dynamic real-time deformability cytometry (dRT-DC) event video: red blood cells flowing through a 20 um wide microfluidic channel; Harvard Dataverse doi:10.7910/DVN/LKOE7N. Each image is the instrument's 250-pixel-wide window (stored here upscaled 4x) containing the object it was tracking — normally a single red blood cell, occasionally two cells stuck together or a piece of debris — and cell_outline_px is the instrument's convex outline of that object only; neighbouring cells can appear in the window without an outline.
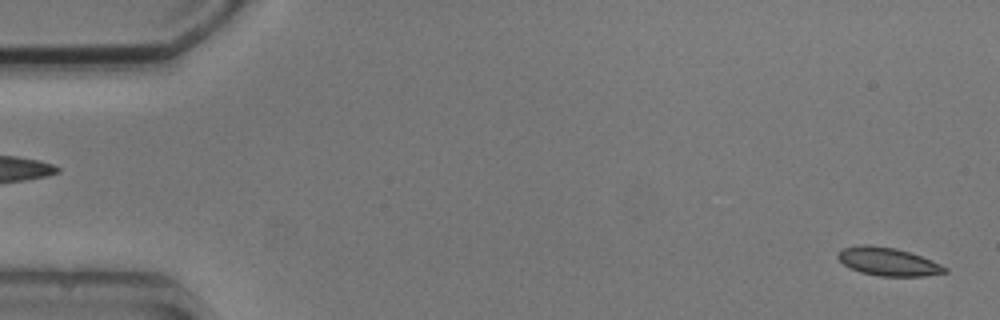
{"species": "common noctule bat (a hibernating species)", "species_latin": "Nyctalus noctula", "temperature_condition": "cold", "stored_images_in_passage": 2, "segment_of_instrument_passage": [2, 2], "camera_frame_rate_fps": 3000, "um_per_image_px": 0.085, "animal": {"sex": "male", "body_mass_g": 20.5, "forearm_length_mm": 52.5}, "frame": {"image": 1, "passage_image": 2, "time_ms": 1.0, "image_size_px": [1000, 320], "cell_outline_px": [[948, 272], [924, 276], [880, 276], [860, 272], [844, 264], [836, 256], [844, 248], [864, 244], [868, 244], [896, 248], [932, 260], [948, 268]], "centroid_in_image_um": [75.51, 22.24], "position_along_channel_um": 9.5, "area_um2": 17.34}}